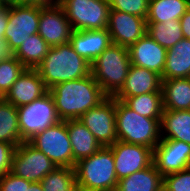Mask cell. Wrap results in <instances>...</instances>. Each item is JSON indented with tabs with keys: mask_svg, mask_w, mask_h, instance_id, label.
<instances>
[{
	"mask_svg": "<svg viewBox=\"0 0 190 191\" xmlns=\"http://www.w3.org/2000/svg\"><path fill=\"white\" fill-rule=\"evenodd\" d=\"M48 92L54 100L58 118L62 121L79 119L107 98L92 74L56 84Z\"/></svg>",
	"mask_w": 190,
	"mask_h": 191,
	"instance_id": "1",
	"label": "cell"
},
{
	"mask_svg": "<svg viewBox=\"0 0 190 191\" xmlns=\"http://www.w3.org/2000/svg\"><path fill=\"white\" fill-rule=\"evenodd\" d=\"M36 70L49 90L56 84L91 74V63L77 54L70 43H66L50 47Z\"/></svg>",
	"mask_w": 190,
	"mask_h": 191,
	"instance_id": "2",
	"label": "cell"
},
{
	"mask_svg": "<svg viewBox=\"0 0 190 191\" xmlns=\"http://www.w3.org/2000/svg\"><path fill=\"white\" fill-rule=\"evenodd\" d=\"M74 169L78 191H116L118 178L109 146H102L95 154L80 159Z\"/></svg>",
	"mask_w": 190,
	"mask_h": 191,
	"instance_id": "3",
	"label": "cell"
},
{
	"mask_svg": "<svg viewBox=\"0 0 190 191\" xmlns=\"http://www.w3.org/2000/svg\"><path fill=\"white\" fill-rule=\"evenodd\" d=\"M117 140L140 144L151 148L161 140V119H152L139 115L123 101L115 99Z\"/></svg>",
	"mask_w": 190,
	"mask_h": 191,
	"instance_id": "4",
	"label": "cell"
},
{
	"mask_svg": "<svg viewBox=\"0 0 190 191\" xmlns=\"http://www.w3.org/2000/svg\"><path fill=\"white\" fill-rule=\"evenodd\" d=\"M131 66L128 48L112 43L91 63V74L107 97L123 87Z\"/></svg>",
	"mask_w": 190,
	"mask_h": 191,
	"instance_id": "5",
	"label": "cell"
},
{
	"mask_svg": "<svg viewBox=\"0 0 190 191\" xmlns=\"http://www.w3.org/2000/svg\"><path fill=\"white\" fill-rule=\"evenodd\" d=\"M28 142L42 151L57 167L74 168L72 146L67 132V120L35 134Z\"/></svg>",
	"mask_w": 190,
	"mask_h": 191,
	"instance_id": "6",
	"label": "cell"
},
{
	"mask_svg": "<svg viewBox=\"0 0 190 191\" xmlns=\"http://www.w3.org/2000/svg\"><path fill=\"white\" fill-rule=\"evenodd\" d=\"M60 6L74 31L107 29L110 11L107 0H63Z\"/></svg>",
	"mask_w": 190,
	"mask_h": 191,
	"instance_id": "7",
	"label": "cell"
},
{
	"mask_svg": "<svg viewBox=\"0 0 190 191\" xmlns=\"http://www.w3.org/2000/svg\"><path fill=\"white\" fill-rule=\"evenodd\" d=\"M21 142L58 123L54 100L49 92L30 104L18 107Z\"/></svg>",
	"mask_w": 190,
	"mask_h": 191,
	"instance_id": "8",
	"label": "cell"
},
{
	"mask_svg": "<svg viewBox=\"0 0 190 191\" xmlns=\"http://www.w3.org/2000/svg\"><path fill=\"white\" fill-rule=\"evenodd\" d=\"M57 165L28 141L21 142L12 157L11 172L29 182H41Z\"/></svg>",
	"mask_w": 190,
	"mask_h": 191,
	"instance_id": "9",
	"label": "cell"
},
{
	"mask_svg": "<svg viewBox=\"0 0 190 191\" xmlns=\"http://www.w3.org/2000/svg\"><path fill=\"white\" fill-rule=\"evenodd\" d=\"M44 6H8V23L4 40L16 51L29 36L38 33L40 11Z\"/></svg>",
	"mask_w": 190,
	"mask_h": 191,
	"instance_id": "10",
	"label": "cell"
},
{
	"mask_svg": "<svg viewBox=\"0 0 190 191\" xmlns=\"http://www.w3.org/2000/svg\"><path fill=\"white\" fill-rule=\"evenodd\" d=\"M79 119L101 146H111L117 141L114 97H107L97 107L85 112Z\"/></svg>",
	"mask_w": 190,
	"mask_h": 191,
	"instance_id": "11",
	"label": "cell"
},
{
	"mask_svg": "<svg viewBox=\"0 0 190 191\" xmlns=\"http://www.w3.org/2000/svg\"><path fill=\"white\" fill-rule=\"evenodd\" d=\"M109 147L113 152L118 180L141 171L153 163V150L147 146L117 140Z\"/></svg>",
	"mask_w": 190,
	"mask_h": 191,
	"instance_id": "12",
	"label": "cell"
},
{
	"mask_svg": "<svg viewBox=\"0 0 190 191\" xmlns=\"http://www.w3.org/2000/svg\"><path fill=\"white\" fill-rule=\"evenodd\" d=\"M153 163L162 176L190 168V144L161 139L153 149Z\"/></svg>",
	"mask_w": 190,
	"mask_h": 191,
	"instance_id": "13",
	"label": "cell"
},
{
	"mask_svg": "<svg viewBox=\"0 0 190 191\" xmlns=\"http://www.w3.org/2000/svg\"><path fill=\"white\" fill-rule=\"evenodd\" d=\"M107 30L114 44L129 48L147 33L146 19L110 9Z\"/></svg>",
	"mask_w": 190,
	"mask_h": 191,
	"instance_id": "14",
	"label": "cell"
},
{
	"mask_svg": "<svg viewBox=\"0 0 190 191\" xmlns=\"http://www.w3.org/2000/svg\"><path fill=\"white\" fill-rule=\"evenodd\" d=\"M73 31L61 6H44L41 9L38 34L50 47L69 43Z\"/></svg>",
	"mask_w": 190,
	"mask_h": 191,
	"instance_id": "15",
	"label": "cell"
},
{
	"mask_svg": "<svg viewBox=\"0 0 190 191\" xmlns=\"http://www.w3.org/2000/svg\"><path fill=\"white\" fill-rule=\"evenodd\" d=\"M131 65L156 72L162 78L167 49L145 34L128 48Z\"/></svg>",
	"mask_w": 190,
	"mask_h": 191,
	"instance_id": "16",
	"label": "cell"
},
{
	"mask_svg": "<svg viewBox=\"0 0 190 191\" xmlns=\"http://www.w3.org/2000/svg\"><path fill=\"white\" fill-rule=\"evenodd\" d=\"M47 92L48 89L38 71L26 68L3 98L18 108L30 104Z\"/></svg>",
	"mask_w": 190,
	"mask_h": 191,
	"instance_id": "17",
	"label": "cell"
},
{
	"mask_svg": "<svg viewBox=\"0 0 190 191\" xmlns=\"http://www.w3.org/2000/svg\"><path fill=\"white\" fill-rule=\"evenodd\" d=\"M162 78L159 74L146 68L131 65L121 90L114 96L124 101L127 97L146 93H162Z\"/></svg>",
	"mask_w": 190,
	"mask_h": 191,
	"instance_id": "18",
	"label": "cell"
},
{
	"mask_svg": "<svg viewBox=\"0 0 190 191\" xmlns=\"http://www.w3.org/2000/svg\"><path fill=\"white\" fill-rule=\"evenodd\" d=\"M69 43L81 57L92 63L111 44L107 29L73 31Z\"/></svg>",
	"mask_w": 190,
	"mask_h": 191,
	"instance_id": "19",
	"label": "cell"
},
{
	"mask_svg": "<svg viewBox=\"0 0 190 191\" xmlns=\"http://www.w3.org/2000/svg\"><path fill=\"white\" fill-rule=\"evenodd\" d=\"M67 132L75 162L95 154L102 147L80 119L67 120Z\"/></svg>",
	"mask_w": 190,
	"mask_h": 191,
	"instance_id": "20",
	"label": "cell"
},
{
	"mask_svg": "<svg viewBox=\"0 0 190 191\" xmlns=\"http://www.w3.org/2000/svg\"><path fill=\"white\" fill-rule=\"evenodd\" d=\"M190 78V39H181L167 49L162 80Z\"/></svg>",
	"mask_w": 190,
	"mask_h": 191,
	"instance_id": "21",
	"label": "cell"
},
{
	"mask_svg": "<svg viewBox=\"0 0 190 191\" xmlns=\"http://www.w3.org/2000/svg\"><path fill=\"white\" fill-rule=\"evenodd\" d=\"M163 110H190V78L162 80Z\"/></svg>",
	"mask_w": 190,
	"mask_h": 191,
	"instance_id": "22",
	"label": "cell"
},
{
	"mask_svg": "<svg viewBox=\"0 0 190 191\" xmlns=\"http://www.w3.org/2000/svg\"><path fill=\"white\" fill-rule=\"evenodd\" d=\"M163 187V176L154 163L149 167L118 180L116 191H159Z\"/></svg>",
	"mask_w": 190,
	"mask_h": 191,
	"instance_id": "23",
	"label": "cell"
},
{
	"mask_svg": "<svg viewBox=\"0 0 190 191\" xmlns=\"http://www.w3.org/2000/svg\"><path fill=\"white\" fill-rule=\"evenodd\" d=\"M160 127L168 133L167 136L161 135V139L190 144V110H163Z\"/></svg>",
	"mask_w": 190,
	"mask_h": 191,
	"instance_id": "24",
	"label": "cell"
},
{
	"mask_svg": "<svg viewBox=\"0 0 190 191\" xmlns=\"http://www.w3.org/2000/svg\"><path fill=\"white\" fill-rule=\"evenodd\" d=\"M190 8V0H149L147 23L180 20Z\"/></svg>",
	"mask_w": 190,
	"mask_h": 191,
	"instance_id": "25",
	"label": "cell"
},
{
	"mask_svg": "<svg viewBox=\"0 0 190 191\" xmlns=\"http://www.w3.org/2000/svg\"><path fill=\"white\" fill-rule=\"evenodd\" d=\"M0 142L16 147L21 143L18 108L4 98L0 100Z\"/></svg>",
	"mask_w": 190,
	"mask_h": 191,
	"instance_id": "26",
	"label": "cell"
},
{
	"mask_svg": "<svg viewBox=\"0 0 190 191\" xmlns=\"http://www.w3.org/2000/svg\"><path fill=\"white\" fill-rule=\"evenodd\" d=\"M50 46L36 33L25 40L15 51V57L29 69H36L47 55Z\"/></svg>",
	"mask_w": 190,
	"mask_h": 191,
	"instance_id": "27",
	"label": "cell"
},
{
	"mask_svg": "<svg viewBox=\"0 0 190 191\" xmlns=\"http://www.w3.org/2000/svg\"><path fill=\"white\" fill-rule=\"evenodd\" d=\"M123 102L141 116L152 119L162 118V93L140 94L138 96L127 97Z\"/></svg>",
	"mask_w": 190,
	"mask_h": 191,
	"instance_id": "28",
	"label": "cell"
},
{
	"mask_svg": "<svg viewBox=\"0 0 190 191\" xmlns=\"http://www.w3.org/2000/svg\"><path fill=\"white\" fill-rule=\"evenodd\" d=\"M146 34L166 49L173 47L184 38L179 20H168L164 23H147Z\"/></svg>",
	"mask_w": 190,
	"mask_h": 191,
	"instance_id": "29",
	"label": "cell"
},
{
	"mask_svg": "<svg viewBox=\"0 0 190 191\" xmlns=\"http://www.w3.org/2000/svg\"><path fill=\"white\" fill-rule=\"evenodd\" d=\"M41 184L44 191H78L75 169L70 167H57L42 179Z\"/></svg>",
	"mask_w": 190,
	"mask_h": 191,
	"instance_id": "30",
	"label": "cell"
},
{
	"mask_svg": "<svg viewBox=\"0 0 190 191\" xmlns=\"http://www.w3.org/2000/svg\"><path fill=\"white\" fill-rule=\"evenodd\" d=\"M26 67L16 58L0 62V93L4 96Z\"/></svg>",
	"mask_w": 190,
	"mask_h": 191,
	"instance_id": "31",
	"label": "cell"
},
{
	"mask_svg": "<svg viewBox=\"0 0 190 191\" xmlns=\"http://www.w3.org/2000/svg\"><path fill=\"white\" fill-rule=\"evenodd\" d=\"M110 9L129 13L144 19L148 15L149 0H107Z\"/></svg>",
	"mask_w": 190,
	"mask_h": 191,
	"instance_id": "32",
	"label": "cell"
},
{
	"mask_svg": "<svg viewBox=\"0 0 190 191\" xmlns=\"http://www.w3.org/2000/svg\"><path fill=\"white\" fill-rule=\"evenodd\" d=\"M163 187L167 191H190V168L164 175Z\"/></svg>",
	"mask_w": 190,
	"mask_h": 191,
	"instance_id": "33",
	"label": "cell"
},
{
	"mask_svg": "<svg viewBox=\"0 0 190 191\" xmlns=\"http://www.w3.org/2000/svg\"><path fill=\"white\" fill-rule=\"evenodd\" d=\"M0 191H26V180L9 171L0 177Z\"/></svg>",
	"mask_w": 190,
	"mask_h": 191,
	"instance_id": "34",
	"label": "cell"
},
{
	"mask_svg": "<svg viewBox=\"0 0 190 191\" xmlns=\"http://www.w3.org/2000/svg\"><path fill=\"white\" fill-rule=\"evenodd\" d=\"M15 149L16 146L11 143L0 142V177L11 171Z\"/></svg>",
	"mask_w": 190,
	"mask_h": 191,
	"instance_id": "35",
	"label": "cell"
},
{
	"mask_svg": "<svg viewBox=\"0 0 190 191\" xmlns=\"http://www.w3.org/2000/svg\"><path fill=\"white\" fill-rule=\"evenodd\" d=\"M15 57V50L3 39L0 42V62Z\"/></svg>",
	"mask_w": 190,
	"mask_h": 191,
	"instance_id": "36",
	"label": "cell"
},
{
	"mask_svg": "<svg viewBox=\"0 0 190 191\" xmlns=\"http://www.w3.org/2000/svg\"><path fill=\"white\" fill-rule=\"evenodd\" d=\"M182 34L185 39H190V8L185 12V14L179 20Z\"/></svg>",
	"mask_w": 190,
	"mask_h": 191,
	"instance_id": "37",
	"label": "cell"
},
{
	"mask_svg": "<svg viewBox=\"0 0 190 191\" xmlns=\"http://www.w3.org/2000/svg\"><path fill=\"white\" fill-rule=\"evenodd\" d=\"M8 23V6L0 8V42L4 39V33Z\"/></svg>",
	"mask_w": 190,
	"mask_h": 191,
	"instance_id": "38",
	"label": "cell"
},
{
	"mask_svg": "<svg viewBox=\"0 0 190 191\" xmlns=\"http://www.w3.org/2000/svg\"><path fill=\"white\" fill-rule=\"evenodd\" d=\"M26 191H44L41 182H29L26 180Z\"/></svg>",
	"mask_w": 190,
	"mask_h": 191,
	"instance_id": "39",
	"label": "cell"
},
{
	"mask_svg": "<svg viewBox=\"0 0 190 191\" xmlns=\"http://www.w3.org/2000/svg\"><path fill=\"white\" fill-rule=\"evenodd\" d=\"M63 0H39V6H60Z\"/></svg>",
	"mask_w": 190,
	"mask_h": 191,
	"instance_id": "40",
	"label": "cell"
},
{
	"mask_svg": "<svg viewBox=\"0 0 190 191\" xmlns=\"http://www.w3.org/2000/svg\"><path fill=\"white\" fill-rule=\"evenodd\" d=\"M16 5H37L39 6V0H14Z\"/></svg>",
	"mask_w": 190,
	"mask_h": 191,
	"instance_id": "41",
	"label": "cell"
},
{
	"mask_svg": "<svg viewBox=\"0 0 190 191\" xmlns=\"http://www.w3.org/2000/svg\"><path fill=\"white\" fill-rule=\"evenodd\" d=\"M2 6H12L14 5V0H0Z\"/></svg>",
	"mask_w": 190,
	"mask_h": 191,
	"instance_id": "42",
	"label": "cell"
},
{
	"mask_svg": "<svg viewBox=\"0 0 190 191\" xmlns=\"http://www.w3.org/2000/svg\"><path fill=\"white\" fill-rule=\"evenodd\" d=\"M159 191H167L164 187H162Z\"/></svg>",
	"mask_w": 190,
	"mask_h": 191,
	"instance_id": "43",
	"label": "cell"
},
{
	"mask_svg": "<svg viewBox=\"0 0 190 191\" xmlns=\"http://www.w3.org/2000/svg\"><path fill=\"white\" fill-rule=\"evenodd\" d=\"M3 99V95L0 93V100H2Z\"/></svg>",
	"mask_w": 190,
	"mask_h": 191,
	"instance_id": "44",
	"label": "cell"
}]
</instances>
